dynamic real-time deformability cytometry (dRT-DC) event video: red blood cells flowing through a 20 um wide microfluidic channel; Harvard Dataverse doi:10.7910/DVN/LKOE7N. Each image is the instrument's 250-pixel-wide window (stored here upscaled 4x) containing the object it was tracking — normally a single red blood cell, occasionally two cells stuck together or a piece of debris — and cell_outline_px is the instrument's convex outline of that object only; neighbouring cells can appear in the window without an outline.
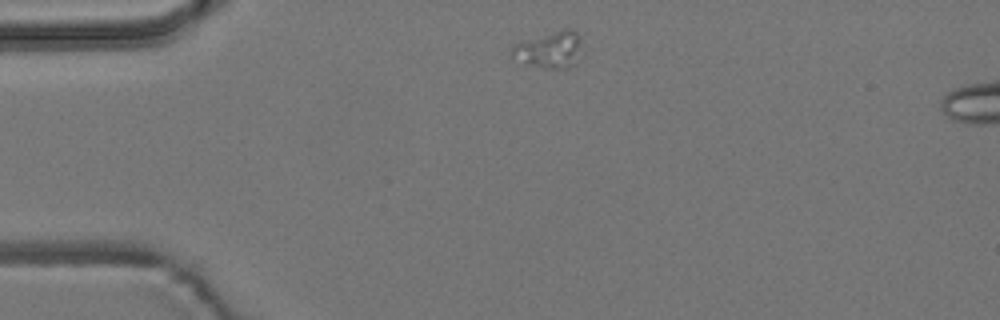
{"species": "common noctule bat (a hibernating species)", "species_latin": "Nyctalus noctula", "temperature_condition": "room temperature", "stored_images_in_passage": 3, "camera_frame_rate_fps": 3000, "um_per_image_px": 0.085, "animal": {"sex": "male", "body_mass_g": 19.2, "forearm_length_mm": 51.8}, "frame": {"image": 1, "passage_image": 1, "time_ms": 0.0, "image_size_px": [1000, 320], "cell_outline_px": [[580, 60], [576, 64], [568, 68], [544, 68], [524, 64], [512, 56], [508, 52], [508, 48], [512, 44], [520, 40], [564, 28], [572, 28], [580, 36]], "centroid_in_image_um": [46.66, 4.21], "position_along_channel_um": 38.3, "area_um2": 15.66}}